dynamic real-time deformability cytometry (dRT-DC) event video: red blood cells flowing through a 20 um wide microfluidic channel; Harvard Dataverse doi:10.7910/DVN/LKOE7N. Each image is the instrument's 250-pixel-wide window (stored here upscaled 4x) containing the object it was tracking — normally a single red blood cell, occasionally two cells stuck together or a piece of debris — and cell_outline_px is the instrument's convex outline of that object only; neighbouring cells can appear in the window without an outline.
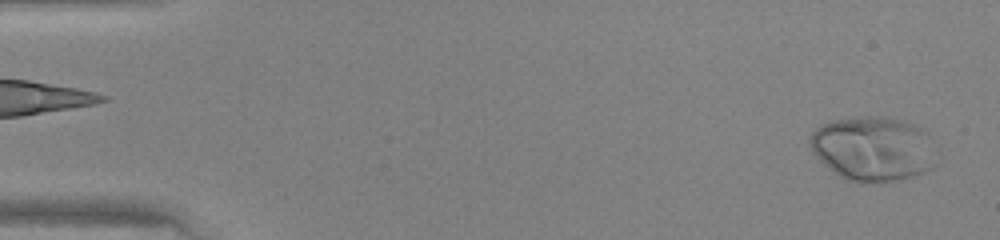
{"species": "human", "species_latin": "Homo sapiens", "temperature_condition": "warm", "stored_images_in_passage": 48, "camera_frame_rate_fps": 3000, "um_per_image_px": 0.085, "donor": {"sex": "female"}, "frame": {"image": 1, "passage_image": 3, "time_ms": 0.667, "image_size_px": [1000, 240], "cell_outline_px": [[936, 164], [932, 168], [924, 172], [912, 176], [892, 180], [864, 184], [860, 184], [844, 180], [828, 168], [812, 152], [808, 140], [812, 132], [820, 124], [832, 120], [868, 116], [888, 116], [904, 120], [928, 132]], "centroid_in_image_um": [74.17, 12.64], "position_along_channel_um": 10.8, "area_um2": 48.03}}
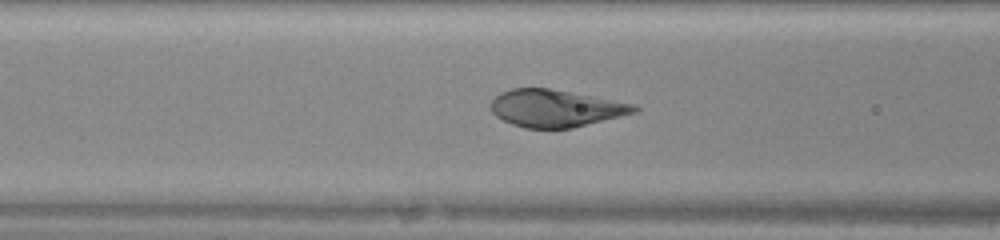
{"frame": {"image": 2, "passage_image": 20, "time_ms": 6.333, "image_size_px": [1000, 240], "cell_outline_px": [[640, 108], [636, 112], [572, 128], [524, 128], [512, 124], [496, 116], [488, 108], [488, 104], [500, 92], [512, 88], [548, 88], [636, 104]], "centroid_in_image_um": [47.18, 9.2], "position_along_channel_um": 119.4, "area_um2": 31.04}}
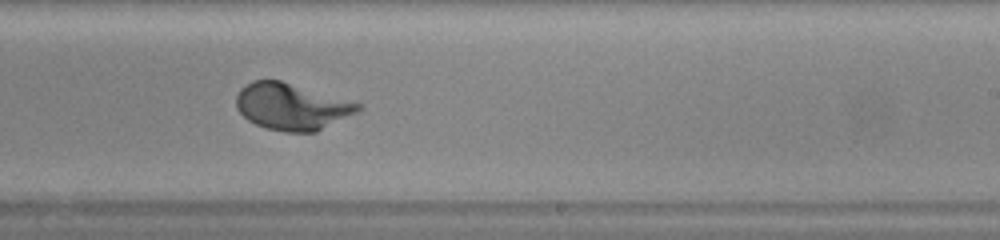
{"frame": {"image": 3, "passage_image": 30, "time_ms": 9.667, "image_size_px": [1000, 240], "cell_outline_px": [[364, 108], [316, 132], [284, 132], [268, 128], [256, 124], [248, 120], [236, 108], [236, 96], [240, 88], [244, 84], [252, 80], [280, 80], [364, 104]], "centroid_in_image_um": [24.79, 9.05], "position_along_channel_um": 264.2, "area_um2": 33.12}}